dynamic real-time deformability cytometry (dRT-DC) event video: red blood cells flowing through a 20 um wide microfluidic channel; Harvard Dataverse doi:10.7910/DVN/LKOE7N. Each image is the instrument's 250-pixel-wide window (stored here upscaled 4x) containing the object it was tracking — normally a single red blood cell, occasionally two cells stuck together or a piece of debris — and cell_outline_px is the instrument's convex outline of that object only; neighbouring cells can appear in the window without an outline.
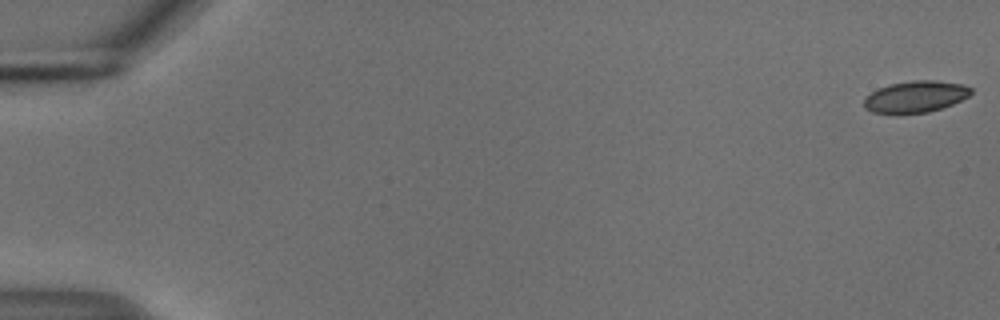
{"species": "common noctule bat (a hibernating species)", "species_latin": "Nyctalus noctula", "temperature_condition": "cold", "stored_images_in_passage": 55, "camera_frame_rate_fps": 3000, "um_per_image_px": 0.085, "animal": {"sex": "male", "body_mass_g": 18.8}, "frame": {"image": 1, "passage_image": 1, "time_ms": 0.0, "image_size_px": [1000, 320], "cell_outline_px": [[972, 92], [968, 96], [952, 104], [928, 112], [872, 112], [864, 108], [864, 100], [872, 92], [880, 88], [892, 84], [912, 80], [936, 80], [964, 84], [972, 88]], "centroid_in_image_um": [77.86, 8.19], "position_along_channel_um": 7.1, "area_um2": 19.19}}
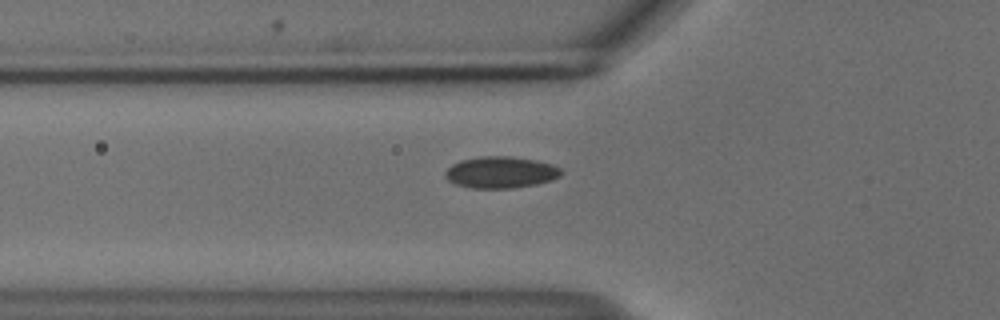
{"frame": {"image": 2, "passage_image": 20, "time_ms": 6.333, "image_size_px": [1000, 320], "cell_outline_px": [[564, 172], [560, 176], [552, 180], [536, 184], [512, 188], [472, 188], [456, 184], [448, 180], [444, 176], [444, 172], [452, 164], [460, 160], [480, 156], [512, 156], [536, 160], [552, 164], [560, 168]], "centroid_in_image_um": [42.57, 14.64], "position_along_channel_um": 83.2, "area_um2": 21.5}}
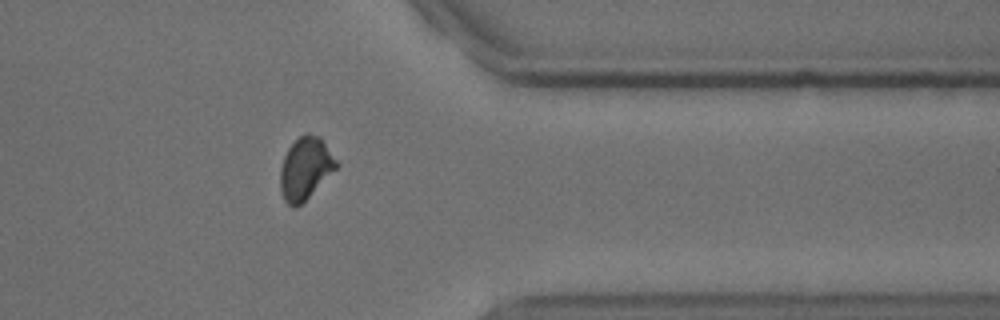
{"frame": {"image": 3, "passage_image": 45, "time_ms": 14.667, "image_size_px": [1000, 320], "cell_outline_px": [[340, 164], [296, 208], [292, 208], [284, 200], [280, 188], [280, 168], [284, 156], [288, 148], [304, 132], [308, 132], [320, 136]], "centroid_in_image_um": [25.94, 14.28], "position_along_channel_um": 385.5, "area_um2": 20.17}, "authors_computed_cell_mechanics": {"area_um2": 20.3456, "velocity_mm_per_s": 3.7216, "shape_relaxation_time_tau1_ms": 5.0903, "shape_relaxation_time_tau2_ms": 4.2351, "deformation_change_tau1": 0.0756, "deformation_change_tau2": 0.0598}}